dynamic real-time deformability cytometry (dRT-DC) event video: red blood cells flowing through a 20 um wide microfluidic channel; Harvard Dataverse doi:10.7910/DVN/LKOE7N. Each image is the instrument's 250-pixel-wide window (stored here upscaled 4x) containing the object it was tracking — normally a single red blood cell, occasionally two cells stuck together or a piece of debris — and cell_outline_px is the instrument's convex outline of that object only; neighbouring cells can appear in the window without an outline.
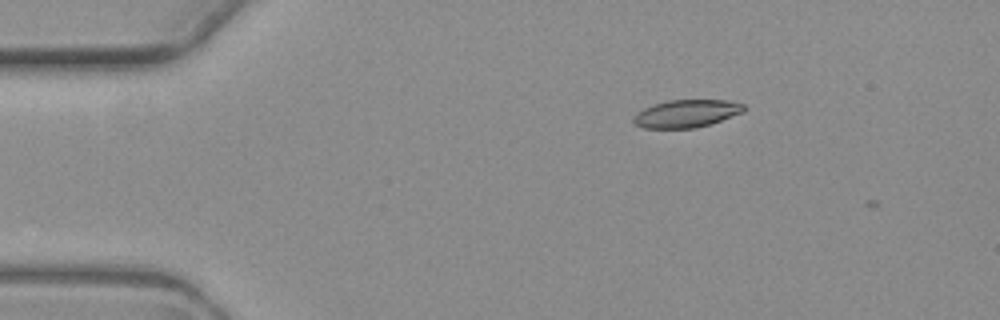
{"species": "common noctule bat (a hibernating species)", "species_latin": "Nyctalus noctula", "temperature_condition": "warm", "stored_images_in_passage": 3, "camera_frame_rate_fps": 3000, "um_per_image_px": 0.085, "animal": {"sex": "female", "body_mass_g": 19.3, "forearm_length_mm": 54.1}, "frame": {"image": 1, "passage_image": 2, "time_ms": 1.0, "image_size_px": [1000, 320], "cell_outline_px": [[748, 108], [744, 112], [696, 128], [644, 128], [636, 124], [632, 120], [636, 112], [644, 108], [668, 100], [724, 100], [744, 104]], "centroid_in_image_um": [58.36, 9.65], "position_along_channel_um": 26.6, "area_um2": 17.69}}